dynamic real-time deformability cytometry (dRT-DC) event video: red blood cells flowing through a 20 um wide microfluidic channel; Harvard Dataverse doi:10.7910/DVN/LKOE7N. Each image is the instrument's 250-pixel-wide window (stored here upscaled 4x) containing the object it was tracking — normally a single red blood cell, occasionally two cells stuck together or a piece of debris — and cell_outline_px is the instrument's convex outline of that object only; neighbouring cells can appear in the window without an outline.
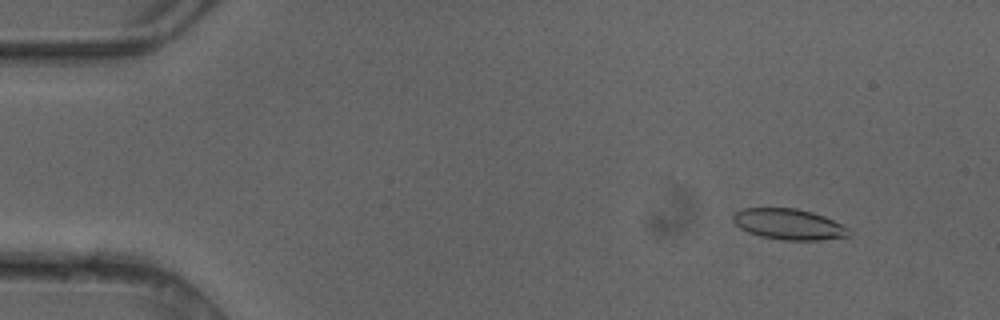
{"species": "common noctule bat (a hibernating species)", "species_latin": "Nyctalus noctula", "temperature_condition": "cold", "stored_images_in_passage": 5, "camera_frame_rate_fps": 3000, "um_per_image_px": 0.085, "animal": {"sex": "female"}, "frame": {"image": 1, "passage_image": 1, "time_ms": 0.0, "image_size_px": [1000, 320], "cell_outline_px": [[852, 236], [820, 240], [780, 240], [760, 236], [748, 232], [740, 228], [732, 220], [732, 216], [736, 212], [744, 208], [796, 208], [812, 212], [824, 216], [848, 228], [852, 232]], "centroid_in_image_um": [67.06, 19.07], "position_along_channel_um": 17.9, "area_um2": 20.87}}
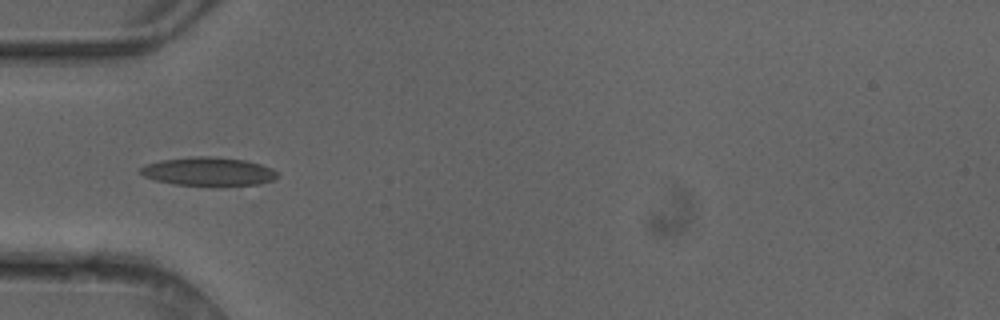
{"frame": {"image": 2, "passage_image": 4, "time_ms": 1.0, "image_size_px": [1000, 320], "cell_outline_px": [[280, 176], [272, 180], [260, 184], [220, 188], [212, 188], [176, 184], [156, 180], [144, 176], [140, 172], [140, 168], [144, 164], [160, 160], [188, 156], [216, 156], [244, 160], [260, 164], [272, 168]], "centroid_in_image_um": [17.74, 14.61], "position_along_channel_um": 67.3, "area_um2": 23.76}}
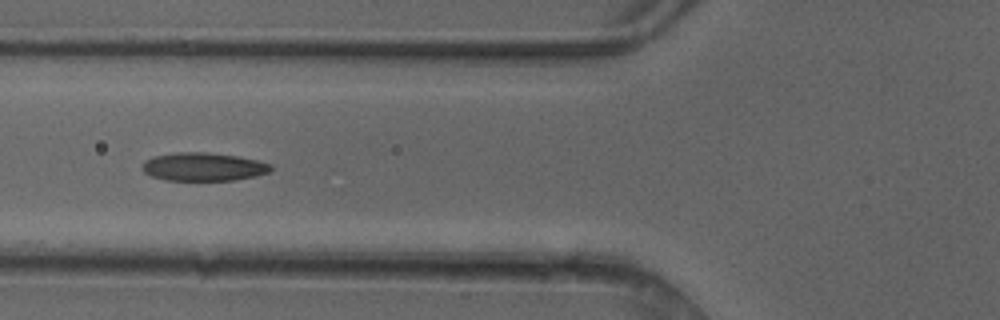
{"frame": {"image": 3, "passage_image": 5, "time_ms": 1.333, "image_size_px": [1000, 320], "cell_outline_px": [[272, 168], [268, 172], [256, 176], [236, 180], [164, 180], [152, 176], [144, 172], [140, 168], [144, 160], [152, 156], [176, 152], [208, 152], [236, 156], [256, 160], [272, 164]], "centroid_in_image_um": [17.25, 14.17], "position_along_channel_um": 108.6, "area_um2": 21.33}}